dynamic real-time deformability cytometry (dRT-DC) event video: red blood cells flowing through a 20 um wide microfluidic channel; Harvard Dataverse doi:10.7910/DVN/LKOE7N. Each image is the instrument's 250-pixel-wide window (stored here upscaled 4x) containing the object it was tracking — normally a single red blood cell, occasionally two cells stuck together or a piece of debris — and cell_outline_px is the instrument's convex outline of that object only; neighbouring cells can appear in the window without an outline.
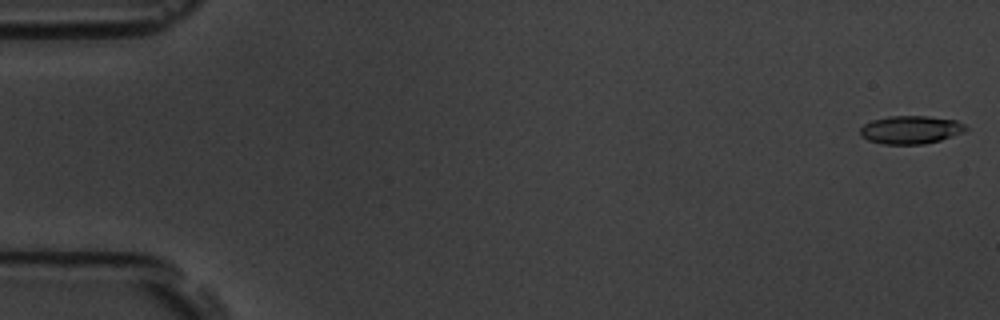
{"species": "common noctule bat (a hibernating species)", "species_latin": "Nyctalus noctula", "temperature_condition": "room temperature", "stored_images_in_passage": 7, "camera_frame_rate_fps": 3000, "um_per_image_px": 0.085, "animal": {"sex": "male", "body_mass_g": 19.5, "forearm_length_mm": 54.6}, "frame": {"image": 1, "passage_image": 1, "time_ms": 0.0, "image_size_px": [1000, 320], "cell_outline_px": [[968, 128], [964, 132], [940, 140], [924, 144], [884, 144], [868, 140], [860, 136], [860, 128], [864, 124], [872, 120], [888, 116], [928, 116], [956, 120], [964, 124]], "centroid_in_image_um": [77.4, 11.03], "position_along_channel_um": 7.6, "area_um2": 17.34}}
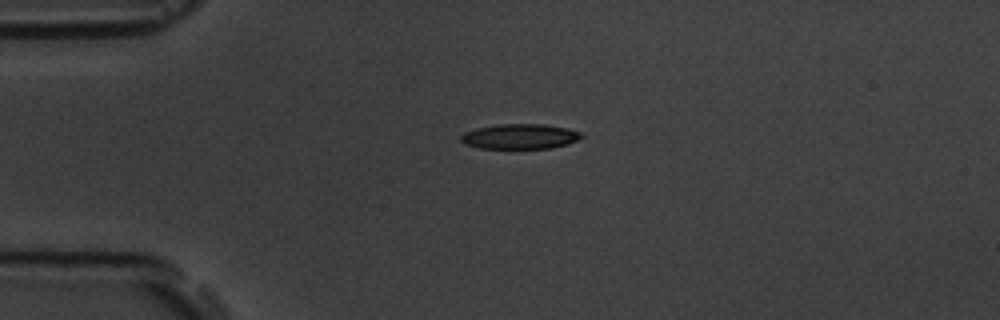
{"frame": {"image": 2, "passage_image": 5, "time_ms": 4.333, "image_size_px": [1000, 320], "cell_outline_px": [[584, 136], [568, 144], [552, 148], [480, 148], [464, 144], [460, 140], [460, 136], [464, 132], [476, 128], [500, 124], [544, 124], [568, 128], [580, 132]], "centroid_in_image_um": [44.19, 11.59], "position_along_channel_um": 40.8, "area_um2": 17.63}}
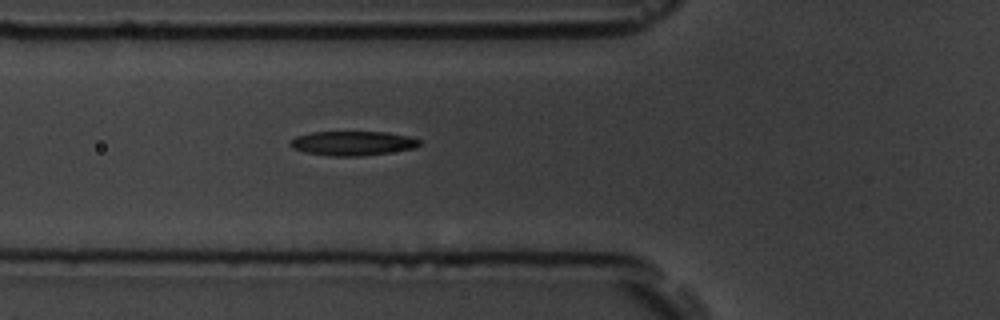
{"frame": {"image": 3, "passage_image": 7, "time_ms": 6.667, "image_size_px": [1000, 320], "cell_outline_px": [[420, 144], [416, 148], [360, 156], [328, 156], [304, 152], [292, 148], [288, 144], [296, 136], [312, 132], [388, 132], [408, 136], [420, 140]], "centroid_in_image_um": [29.95, 12.18], "position_along_channel_um": 95.8, "area_um2": 18.32}}